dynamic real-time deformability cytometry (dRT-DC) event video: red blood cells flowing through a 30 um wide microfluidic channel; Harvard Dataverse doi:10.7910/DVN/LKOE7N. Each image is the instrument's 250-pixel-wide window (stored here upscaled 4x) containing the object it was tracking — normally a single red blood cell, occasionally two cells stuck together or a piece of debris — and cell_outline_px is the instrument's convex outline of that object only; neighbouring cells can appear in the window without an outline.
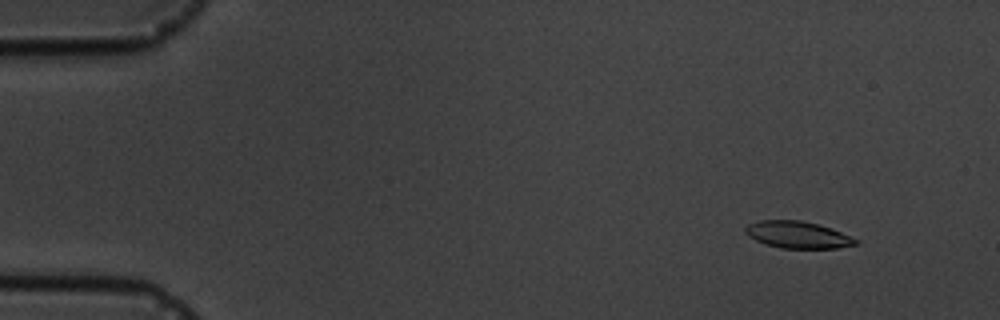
{"species": "common noctule bat (a hibernating species)", "species_latin": "Nyctalus noctula", "temperature_condition": "cold", "stored_images_in_passage": 17, "camera_frame_rate_fps": 3000, "um_per_image_px": 0.085, "animal": {"sex": "male", "body_mass_g": 19.5, "forearm_length_mm": 54.6}, "frame": {"image": 1, "passage_image": 2, "time_ms": 1.333, "image_size_px": [1000, 320], "cell_outline_px": [[860, 240], [856, 244], [836, 248], [780, 248], [764, 244], [748, 236], [744, 232], [744, 228], [748, 224], [760, 220], [800, 220], [816, 224], [840, 232]], "centroid_in_image_um": [67.75, 19.96], "position_along_channel_um": 17.2, "area_um2": 17.17}}
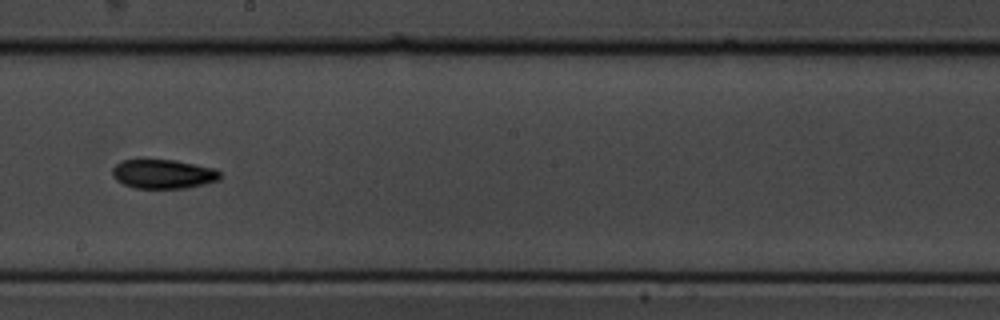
{"frame": {"image": 2, "passage_image": 10, "time_ms": 10.333, "image_size_px": [1000, 320], "cell_outline_px": [[220, 180], [188, 188], [132, 188], [116, 180], [112, 176], [112, 168], [120, 160], [136, 156], [176, 160], [216, 168], [220, 172]], "centroid_in_image_um": [13.81, 14.74], "position_along_channel_um": 234.4, "area_um2": 19.31}}
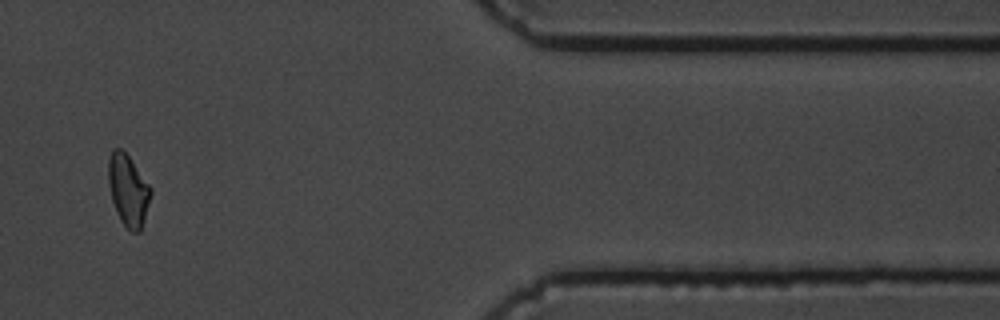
{"frame": {"image": 3, "passage_image": 15, "time_ms": 16.0, "image_size_px": [1000, 320], "cell_outline_px": [[152, 192], [140, 232], [132, 232], [120, 220], [116, 212], [112, 200], [108, 184], [108, 160], [112, 148], [120, 148], [128, 156], [152, 188]], "centroid_in_image_um": [10.88, 16.16], "position_along_channel_um": 400.5, "area_um2": 17.51}, "authors_computed_cell_mechanics": {"area_um2": 17.7446, "velocity_mm_per_s": 3.5574, "shape_relaxation_time_tau1_ms": 2.0423, "shape_relaxation_time_tau2_ms": 9.7741, "deformation_change_tau1": 0.1044, "deformation_change_tau2": 0.1542}}